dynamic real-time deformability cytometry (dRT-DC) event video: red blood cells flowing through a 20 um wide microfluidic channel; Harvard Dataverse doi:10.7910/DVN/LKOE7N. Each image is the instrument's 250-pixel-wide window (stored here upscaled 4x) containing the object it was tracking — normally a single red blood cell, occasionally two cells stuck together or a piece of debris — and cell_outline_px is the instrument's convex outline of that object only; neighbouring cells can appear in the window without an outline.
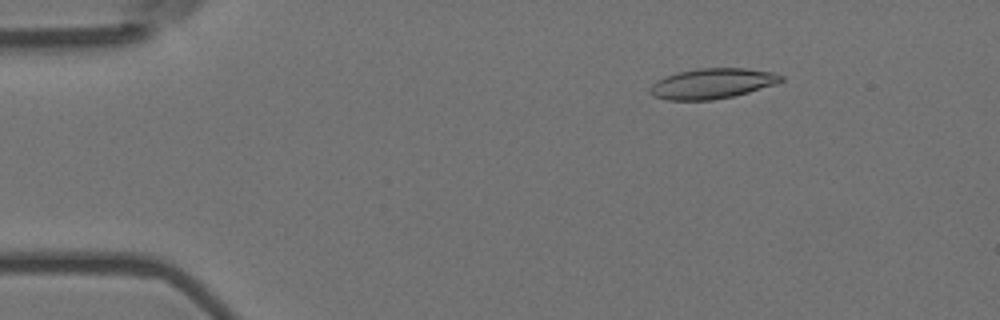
{"species": "Egyptian fruit bat (a non-hibernating species)", "species_latin": "Rousettus aegyptiacus", "temperature_condition": "room temperature", "stored_images_in_passage": 5, "camera_frame_rate_fps": 3000, "um_per_image_px": 0.085, "animal": {"sex": "female"}, "frame": {"image": 1, "passage_image": 2, "time_ms": 0.333, "image_size_px": [1000, 320], "cell_outline_px": [[784, 80], [776, 84], [748, 92], [732, 96], [712, 100], [668, 100], [652, 96], [648, 92], [648, 88], [656, 80], [664, 76], [676, 72], [696, 68], [744, 68], [772, 72], [784, 76]], "centroid_in_image_um": [60.49, 7.09], "position_along_channel_um": 24.5, "area_um2": 23.35}}
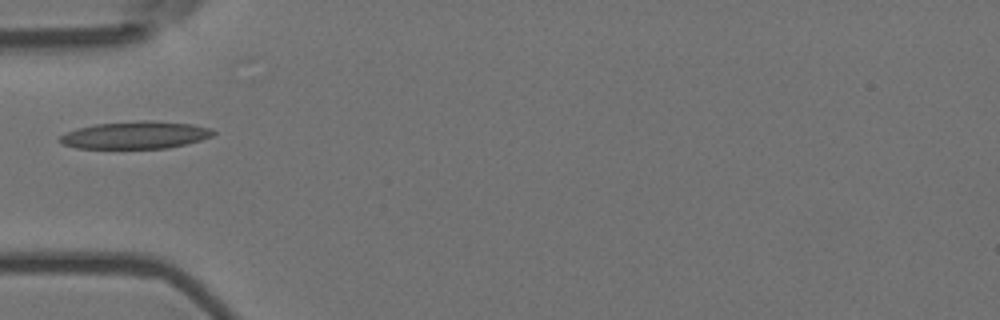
{"frame": {"image": 2, "passage_image": 5, "time_ms": 1.333, "image_size_px": [1000, 320], "cell_outline_px": [[216, 132], [212, 136], [200, 140], [168, 148], [76, 148], [64, 144], [56, 140], [64, 132], [76, 128], [96, 124], [140, 120], [152, 120], [192, 124], [212, 128]], "centroid_in_image_um": [11.49, 11.47], "position_along_channel_um": 73.5, "area_um2": 24.62}}